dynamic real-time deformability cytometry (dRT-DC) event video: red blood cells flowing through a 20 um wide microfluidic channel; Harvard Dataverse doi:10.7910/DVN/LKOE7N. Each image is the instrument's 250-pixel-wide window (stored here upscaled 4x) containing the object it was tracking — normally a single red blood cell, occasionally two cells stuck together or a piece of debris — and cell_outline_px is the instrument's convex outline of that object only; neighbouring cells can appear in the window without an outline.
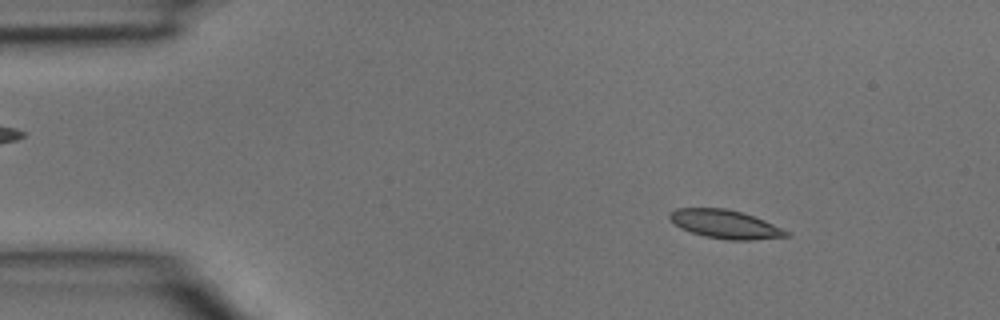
{"species": "common noctule bat (a hibernating species)", "species_latin": "Nyctalus noctula", "temperature_condition": "room temperature", "stored_images_in_passage": 2, "camera_frame_rate_fps": 3000, "um_per_image_px": 0.085, "animal": {"sex": "male", "body_mass_g": 15.6}, "frame": {"image": 1, "passage_image": 1, "time_ms": 0.0, "image_size_px": [1000, 320], "cell_outline_px": [[792, 236], [752, 240], [728, 240], [704, 236], [680, 228], [668, 220], [668, 212], [676, 208], [724, 208], [744, 212], [764, 220], [792, 232]], "centroid_in_image_um": [61.65, 19.05], "position_along_channel_um": 23.4, "area_um2": 19.77}}
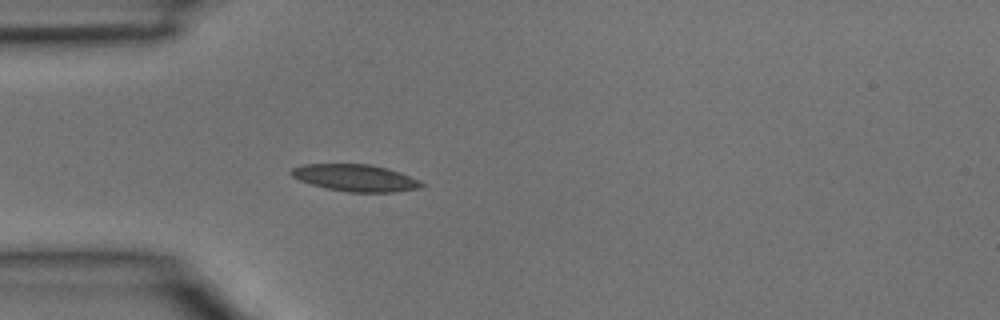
{"frame": {"image": 2, "passage_image": 2, "time_ms": 0.333, "image_size_px": [1000, 320], "cell_outline_px": [[428, 184], [420, 188], [396, 192], [348, 192], [328, 188], [312, 184], [300, 180], [292, 176], [288, 172], [292, 168], [304, 164], [368, 164], [400, 172], [420, 180]], "centroid_in_image_um": [30.25, 15.12], "position_along_channel_um": 54.8, "area_um2": 20.4}}